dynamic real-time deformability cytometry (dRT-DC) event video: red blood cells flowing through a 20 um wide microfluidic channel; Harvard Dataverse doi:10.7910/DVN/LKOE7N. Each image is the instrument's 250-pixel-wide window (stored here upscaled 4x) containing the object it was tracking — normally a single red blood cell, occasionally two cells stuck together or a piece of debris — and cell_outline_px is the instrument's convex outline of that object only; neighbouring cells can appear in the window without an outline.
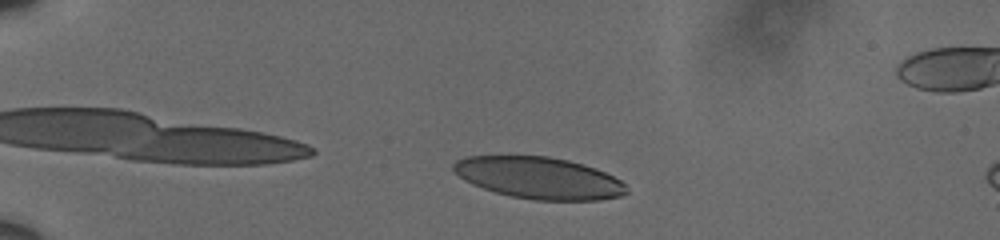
{"species": "human", "species_latin": "Homo sapiens", "temperature_condition": "cold", "stored_images_in_passage": 17, "camera_frame_rate_fps": 3000, "um_per_image_px": 0.085, "donor": {"sex": "male"}, "frame": {"image": 1, "passage_image": 4, "time_ms": 1.0, "image_size_px": [1000, 240], "cell_outline_px": [[628, 192], [620, 196], [600, 200], [532, 200], [512, 196], [496, 192], [472, 184], [464, 180], [452, 168], [452, 164], [456, 160], [464, 156], [548, 156], [568, 160], [584, 164], [596, 168], [620, 180], [624, 184]], "centroid_in_image_um": [45.8, 15.12], "position_along_channel_um": 39.2, "area_um2": 42.02}}
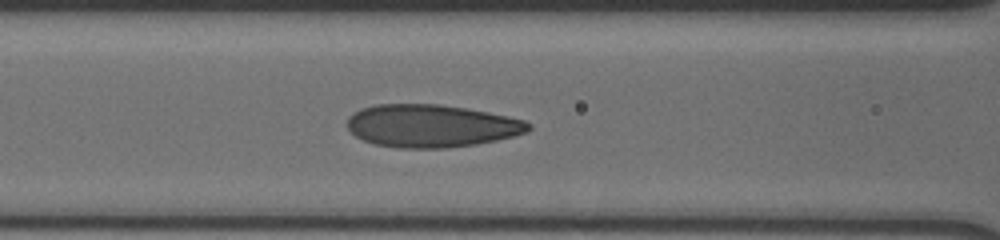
{"frame": {"image": 2, "passage_image": 11, "time_ms": 3.333, "image_size_px": [1000, 240], "cell_outline_px": [[532, 128], [528, 132], [496, 140], [476, 144], [448, 148], [396, 148], [376, 144], [364, 140], [356, 136], [348, 128], [348, 116], [360, 108], [376, 104], [436, 104], [464, 108], [524, 120]], "centroid_in_image_um": [36.62, 10.7], "position_along_channel_um": 130.0, "area_um2": 44.8}}
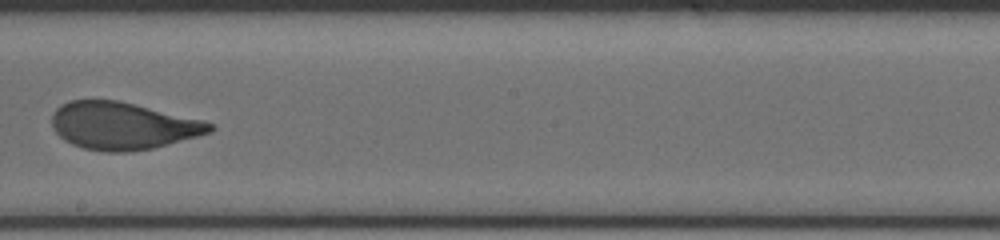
{"frame": {"image": 3, "passage_image": 16, "time_ms": 5.0, "image_size_px": [1000, 240], "cell_outline_px": [[216, 128], [212, 132], [168, 144], [152, 148], [128, 152], [104, 152], [84, 148], [72, 144], [64, 140], [52, 128], [52, 116], [56, 108], [60, 104], [68, 100], [120, 100], [204, 120], [212, 124]], "centroid_in_image_um": [10.43, 10.68], "position_along_channel_um": 237.8, "area_um2": 43.81}}